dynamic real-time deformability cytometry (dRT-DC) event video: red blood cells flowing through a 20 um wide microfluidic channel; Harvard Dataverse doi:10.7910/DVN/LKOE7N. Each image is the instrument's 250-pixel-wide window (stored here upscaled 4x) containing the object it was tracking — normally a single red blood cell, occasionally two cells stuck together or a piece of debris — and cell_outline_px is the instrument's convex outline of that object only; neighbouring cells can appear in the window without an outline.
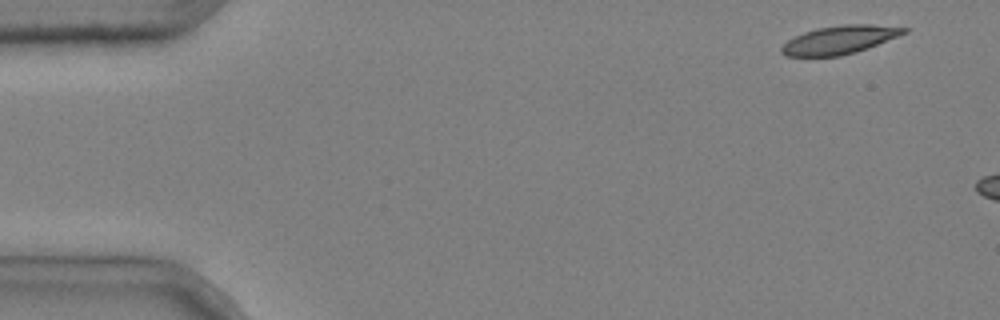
{"species": "common noctule bat (a hibernating species)", "species_latin": "Nyctalus noctula", "temperature_condition": "cold", "stored_images_in_passage": 3, "camera_frame_rate_fps": 3000, "um_per_image_px": 0.085, "animal": {"sex": "male", "body_mass_g": 20.4}, "frame": {"image": 1, "passage_image": 1, "time_ms": 0.0, "image_size_px": [1000, 320], "cell_outline_px": [[912, 28], [908, 32], [868, 48], [856, 52], [840, 56], [788, 56], [780, 52], [780, 48], [788, 40], [804, 32], [816, 28], [844, 24], [872, 24]], "centroid_in_image_um": [71.4, 3.37], "position_along_channel_um": 13.6, "area_um2": 20.23}}